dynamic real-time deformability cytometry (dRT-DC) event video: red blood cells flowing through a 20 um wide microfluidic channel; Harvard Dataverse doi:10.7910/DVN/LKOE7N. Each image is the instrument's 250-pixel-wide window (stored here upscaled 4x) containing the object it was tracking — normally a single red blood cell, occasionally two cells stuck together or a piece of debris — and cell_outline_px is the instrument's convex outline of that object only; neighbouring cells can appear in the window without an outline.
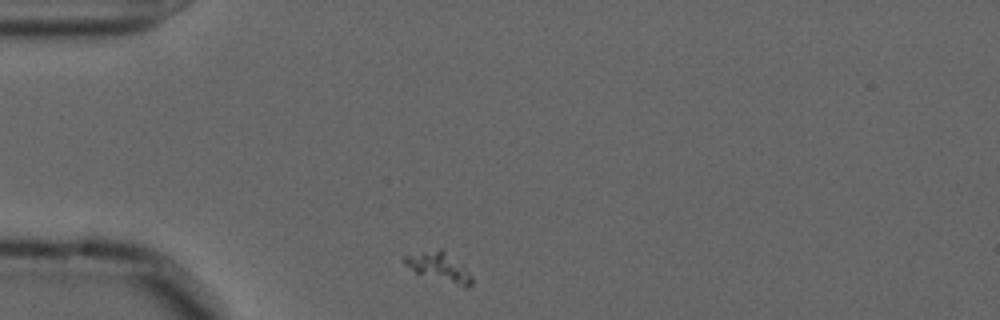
{"species": "common noctule bat (a hibernating species)", "species_latin": "Nyctalus noctula", "temperature_condition": "cold", "stored_images_in_passage": 47, "camera_frame_rate_fps": 3000, "um_per_image_px": 0.085, "animal": {"sex": "male", "forearm_length_mm": 52.5}, "frame": {"image": 1, "passage_image": 1, "time_ms": 0.0, "image_size_px": [1000, 320], "cell_outline_px": [[472, 284], [468, 288], [464, 288], [416, 272], [404, 264], [404, 256], [440, 248], [460, 264], [472, 276]], "centroid_in_image_um": [37.34, 22.72], "position_along_channel_um": 47.7, "area_um2": 10.98}}
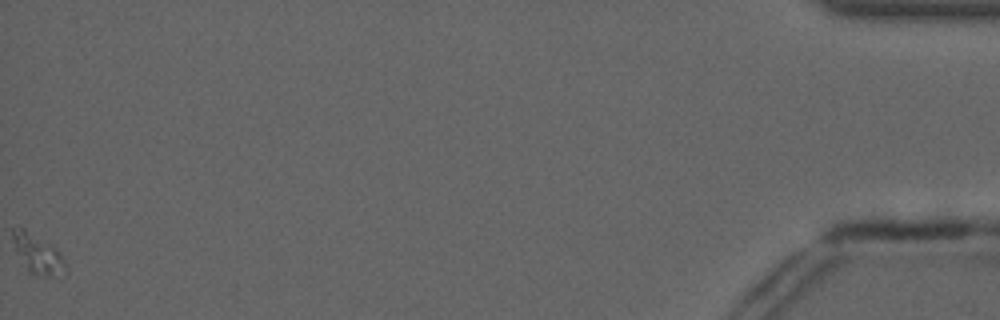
{"frame": {"image": 2, "passage_image": 47, "time_ms": 15.333, "image_size_px": [1000, 320], "cell_outline_px": [[64, 264], [48, 276], [28, 272], [16, 248], [12, 236], [12, 228], [24, 228], [56, 248], [60, 252]], "centroid_in_image_um": [3.1, 21.49], "position_along_channel_um": 432.1, "area_um2": 10.87}}